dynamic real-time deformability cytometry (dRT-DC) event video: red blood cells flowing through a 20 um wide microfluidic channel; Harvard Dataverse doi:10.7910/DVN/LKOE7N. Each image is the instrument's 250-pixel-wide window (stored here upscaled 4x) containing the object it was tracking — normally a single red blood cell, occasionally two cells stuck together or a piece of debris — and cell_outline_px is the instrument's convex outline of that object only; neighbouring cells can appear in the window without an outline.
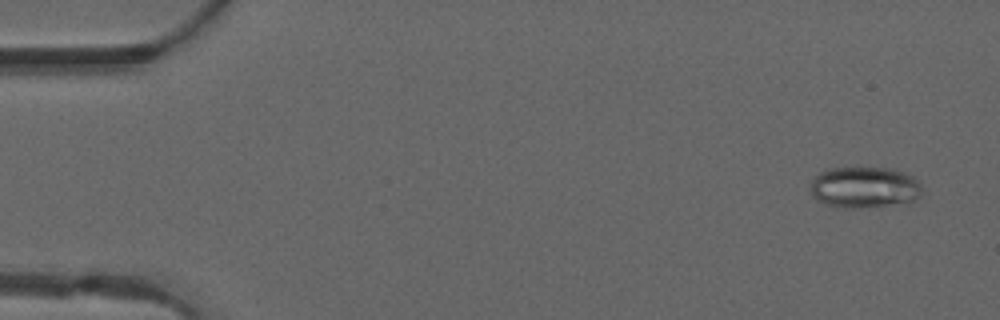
{"species": "common noctule bat (a hibernating species)", "species_latin": "Nyctalus noctula", "temperature_condition": "warm", "stored_images_in_passage": 49, "camera_frame_rate_fps": 3000, "um_per_image_px": 0.085, "animal": {"sex": "male", "forearm_length_mm": 52.5}, "frame": {"image": 1, "passage_image": 2, "time_ms": 0.333, "image_size_px": [1000, 320], "cell_outline_px": [[924, 188], [920, 196], [908, 204], [860, 208], [840, 208], [824, 204], [816, 200], [812, 196], [812, 180], [820, 172], [828, 168], [856, 164], [892, 168], [904, 172], [912, 176]], "centroid_in_image_um": [73.5, 15.89], "position_along_channel_um": 11.5, "area_um2": 28.26}}
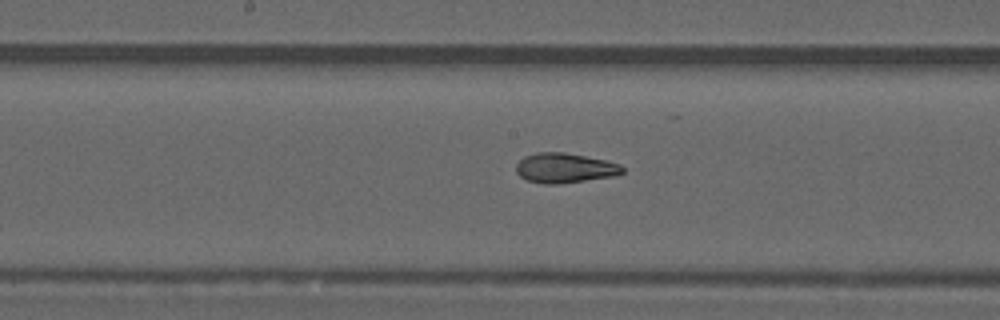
{"frame": {"image": 2, "passage_image": 25, "time_ms": 8.0, "image_size_px": [1000, 320], "cell_outline_px": [[624, 172], [616, 176], [556, 184], [544, 184], [528, 180], [520, 176], [516, 172], [516, 164], [524, 156], [536, 152], [564, 152], [608, 160], [620, 164], [624, 168]], "centroid_in_image_um": [48.03, 14.27], "position_along_channel_um": 200.2, "area_um2": 18.61}}
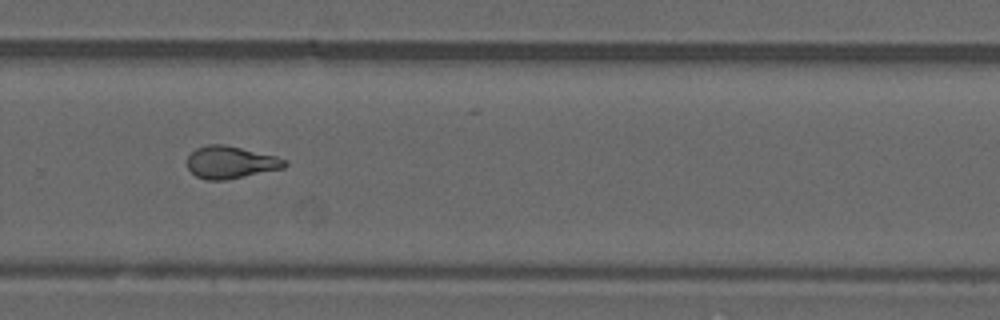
{"frame": {"image": 3, "passage_image": 33, "time_ms": 10.667, "image_size_px": [1000, 320], "cell_outline_px": [[288, 164], [284, 168], [224, 180], [208, 180], [196, 176], [188, 168], [188, 156], [196, 148], [208, 144], [224, 144], [276, 156], [288, 160]], "centroid_in_image_um": [19.62, 13.79], "position_along_channel_um": 310.2, "area_um2": 18.26}, "authors_computed_cell_mechanics": {"area_um2": 18.9584, "velocity_mm_per_s": 4.1463, "shape_relaxation_time_tau1_ms": null, "shape_relaxation_time_tau2_ms": 1.9897, "deformation_change_tau1": null, "deformation_change_tau2": 0.0942}}